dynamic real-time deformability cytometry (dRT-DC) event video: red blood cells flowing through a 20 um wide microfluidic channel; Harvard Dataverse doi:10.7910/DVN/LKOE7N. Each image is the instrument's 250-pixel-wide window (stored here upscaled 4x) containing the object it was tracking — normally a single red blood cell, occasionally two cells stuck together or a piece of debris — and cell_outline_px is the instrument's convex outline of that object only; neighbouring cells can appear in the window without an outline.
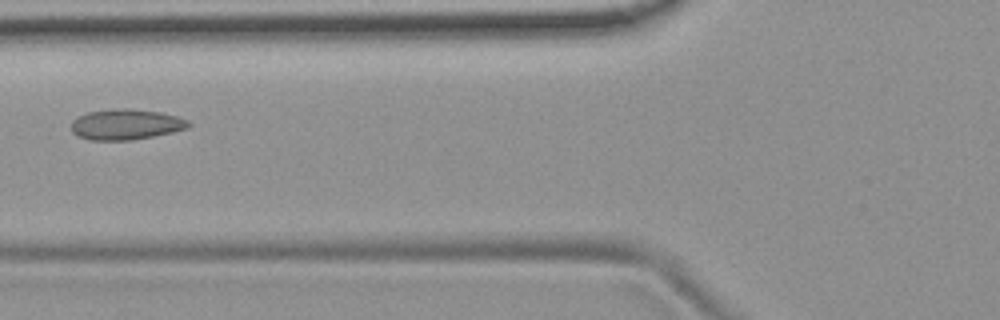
{"species": "common noctule bat (a hibernating species)", "species_latin": "Nyctalus noctula", "temperature_condition": "room temperature", "stored_images_in_passage": 8, "camera_frame_rate_fps": 3000, "um_per_image_px": 0.085, "animal": {"sex": "female", "body_mass_g": 19.9}, "frame": {"image": 1, "passage_image": 7, "time_ms": 7.667, "image_size_px": [1000, 320], "cell_outline_px": [[192, 124], [188, 128], [172, 132], [152, 136], [128, 140], [92, 140], [80, 136], [72, 132], [72, 120], [88, 112], [116, 108], [132, 108], [160, 112], [176, 116], [188, 120]], "centroid_in_image_um": [10.73, 10.56], "position_along_channel_um": 115.1, "area_um2": 20.75}}
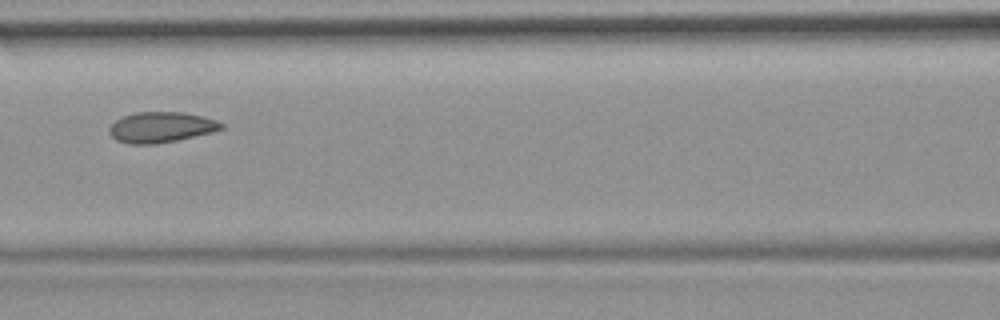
{"frame": {"image": 2, "passage_image": 8, "time_ms": 8.667, "image_size_px": [1000, 320], "cell_outline_px": [[224, 128], [212, 132], [176, 140], [152, 144], [128, 144], [116, 140], [108, 132], [108, 128], [116, 120], [124, 116], [136, 112], [184, 112], [204, 116], [216, 120], [224, 124]], "centroid_in_image_um": [13.69, 10.81], "position_along_channel_um": 152.9, "area_um2": 19.94}}